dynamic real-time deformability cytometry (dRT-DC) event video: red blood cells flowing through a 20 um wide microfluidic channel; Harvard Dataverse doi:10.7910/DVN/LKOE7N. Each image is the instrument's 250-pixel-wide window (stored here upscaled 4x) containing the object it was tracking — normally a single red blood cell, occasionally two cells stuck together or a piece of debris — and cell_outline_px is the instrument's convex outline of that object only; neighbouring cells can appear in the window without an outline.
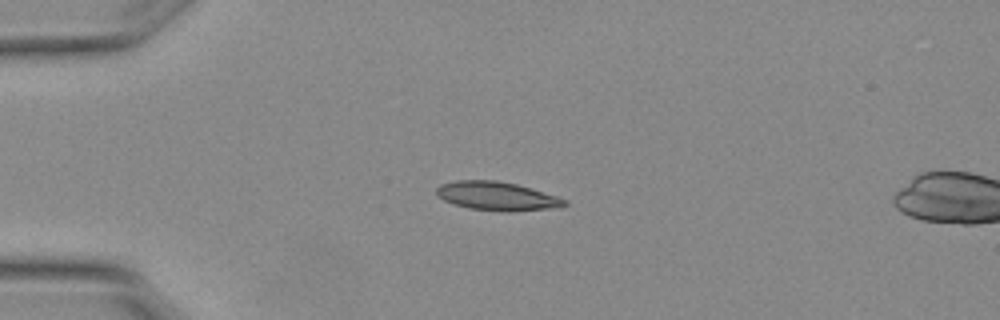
{"species": "Egyptian fruit bat (a non-hibernating species)", "species_latin": "Rousettus aegyptiacus", "temperature_condition": "warm", "stored_images_in_passage": 5, "camera_frame_rate_fps": 3000, "um_per_image_px": 0.085, "animal": {"sex": "female"}, "frame": {"image": 1, "passage_image": 4, "time_ms": 1.0, "image_size_px": [1000, 320], "cell_outline_px": [[568, 204], [560, 208], [508, 212], [468, 208], [444, 200], [436, 196], [436, 188], [440, 184], [456, 180], [496, 180], [516, 184], [556, 196], [568, 200]], "centroid_in_image_um": [42.25, 16.67], "position_along_channel_um": 42.7, "area_um2": 21.5}}